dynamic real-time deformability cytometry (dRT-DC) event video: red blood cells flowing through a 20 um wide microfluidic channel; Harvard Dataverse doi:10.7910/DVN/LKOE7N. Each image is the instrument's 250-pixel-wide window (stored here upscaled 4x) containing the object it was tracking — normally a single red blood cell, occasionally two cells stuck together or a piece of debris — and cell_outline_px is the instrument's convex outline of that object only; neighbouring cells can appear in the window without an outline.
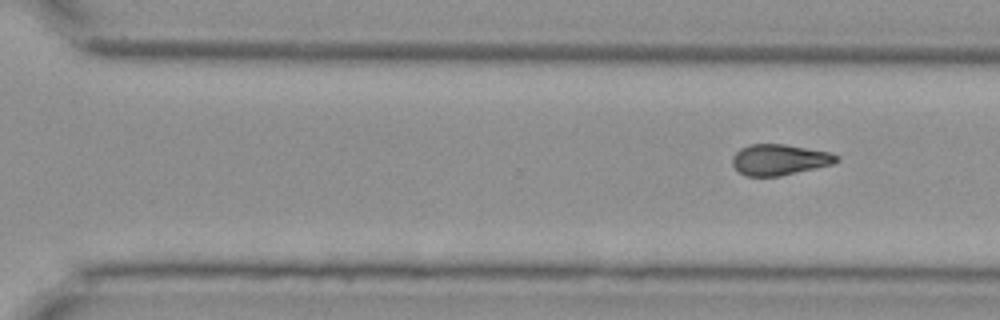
{"species": "Egyptian fruit bat (a non-hibernating species)", "species_latin": "Rousettus aegyptiacus", "temperature_condition": "cold", "stored_images_in_passage": 9, "segment_of_instrument_passage": [2, 2], "camera_frame_rate_fps": 3000, "um_per_image_px": 0.085, "animal": {"sex": "female"}, "frame": {"image": 1, "passage_image": 9, "time_ms": 10.667, "image_size_px": [1000, 320], "cell_outline_px": [[840, 160], [832, 164], [780, 176], [748, 176], [740, 172], [732, 164], [732, 156], [740, 148], [748, 144], [784, 144], [832, 152], [840, 156]], "centroid_in_image_um": [66.27, 13.56], "position_along_channel_um": 304.3, "area_um2": 18.79}}